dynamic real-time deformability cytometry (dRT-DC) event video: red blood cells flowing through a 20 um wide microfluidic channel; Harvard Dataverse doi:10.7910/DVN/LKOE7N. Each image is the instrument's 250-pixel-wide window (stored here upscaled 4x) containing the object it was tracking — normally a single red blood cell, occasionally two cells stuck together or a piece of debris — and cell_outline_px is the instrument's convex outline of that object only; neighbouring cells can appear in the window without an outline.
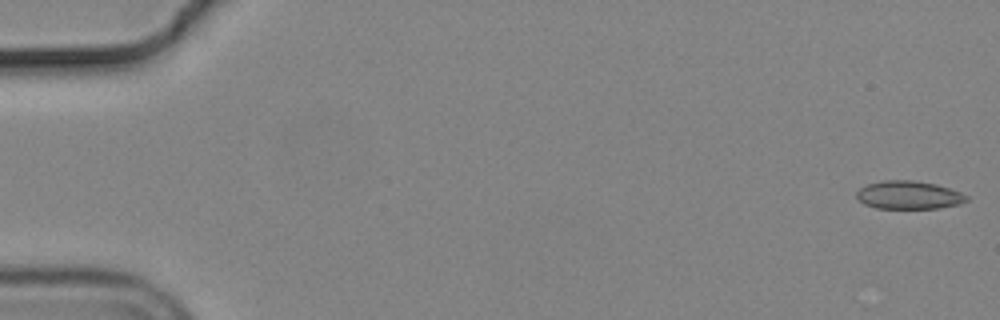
{"species": "common noctule bat (a hibernating species)", "species_latin": "Nyctalus noctula", "temperature_condition": "cold", "stored_images_in_passage": 18, "camera_frame_rate_fps": 3000, "um_per_image_px": 0.085, "animal": {"sex": "male", "body_mass_g": 19.2, "forearm_length_mm": 51.8}, "frame": {"image": 1, "passage_image": 1, "time_ms": 0.0, "image_size_px": [1000, 320], "cell_outline_px": [[968, 200], [960, 204], [940, 208], [876, 208], [864, 204], [856, 196], [856, 192], [860, 188], [868, 184], [880, 180], [912, 180], [936, 184], [960, 192], [968, 196]], "centroid_in_image_um": [77.24, 16.57], "position_along_channel_um": 7.8, "area_um2": 18.03}}
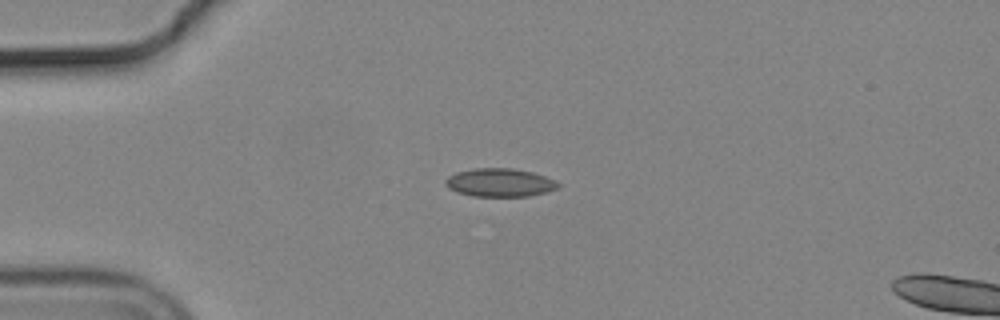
{"frame": {"image": 2, "passage_image": 14, "time_ms": 4.333, "image_size_px": [1000, 320], "cell_outline_px": [[560, 188], [548, 192], [528, 196], [472, 196], [456, 192], [448, 188], [444, 184], [444, 180], [448, 176], [456, 172], [472, 168], [512, 168], [532, 172], [556, 180], [560, 184]], "centroid_in_image_um": [42.48, 15.52], "position_along_channel_um": 42.5, "area_um2": 18.84}}